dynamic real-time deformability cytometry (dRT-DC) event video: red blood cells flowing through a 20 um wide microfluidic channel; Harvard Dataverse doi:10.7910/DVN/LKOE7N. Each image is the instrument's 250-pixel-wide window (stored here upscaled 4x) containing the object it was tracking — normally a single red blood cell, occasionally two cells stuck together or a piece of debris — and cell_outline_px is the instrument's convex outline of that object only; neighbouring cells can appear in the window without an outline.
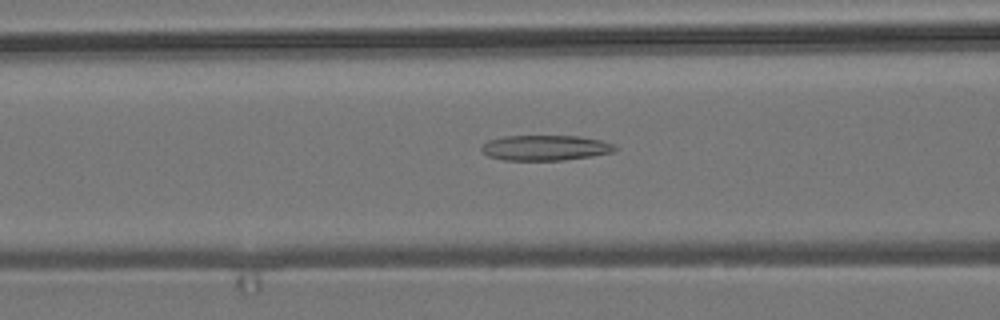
{"species": "common noctule bat (a hibernating species)", "species_latin": "Nyctalus noctula", "temperature_condition": "room temperature", "stored_images_in_passage": 48, "camera_frame_rate_fps": 3000, "um_per_image_px": 0.085, "animal": {"sex": "male", "body_mass_g": 19.2, "forearm_length_mm": 51.8}, "frame": {"image": 1, "passage_image": 15, "time_ms": 4.667, "image_size_px": [1000, 320], "cell_outline_px": [[616, 148], [612, 152], [592, 156], [564, 160], [504, 160], [488, 156], [480, 148], [488, 140], [504, 136], [580, 136], [600, 140], [612, 144]], "centroid_in_image_um": [46.33, 12.56], "position_along_channel_um": 120.3, "area_um2": 19.54}}
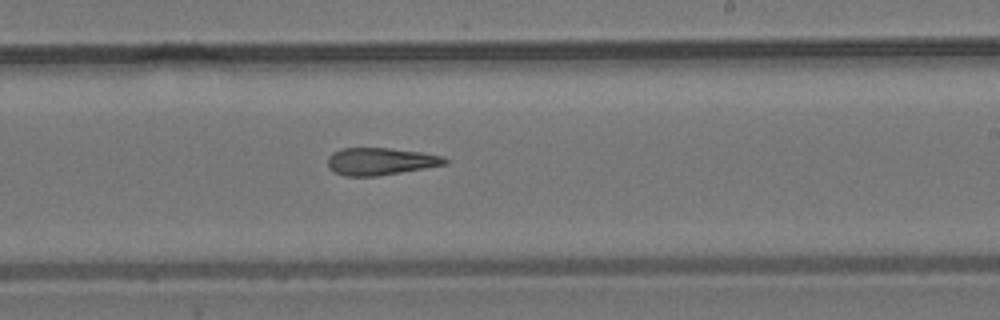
{"frame": {"image": 2, "passage_image": 26, "time_ms": 8.333, "image_size_px": [1000, 320], "cell_outline_px": [[448, 164], [376, 176], [344, 176], [332, 172], [328, 168], [328, 156], [332, 152], [340, 148], [392, 148], [420, 152], [444, 156], [448, 160]], "centroid_in_image_um": [32.3, 13.71], "position_along_channel_um": 256.7, "area_um2": 18.79}}
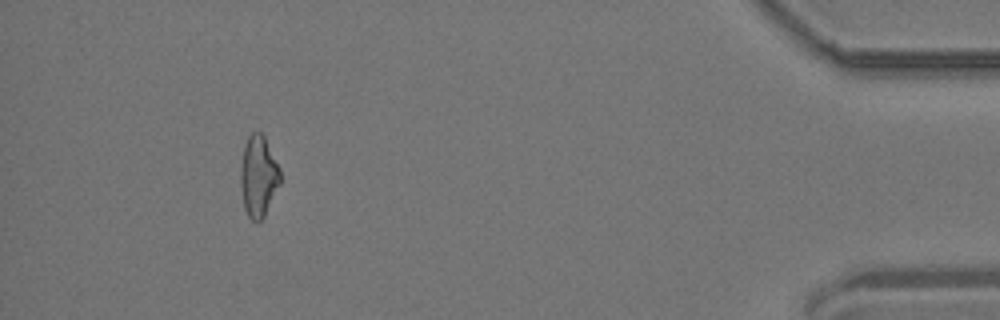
{"frame": {"image": 3, "passage_image": 44, "time_ms": 14.333, "image_size_px": [1000, 320], "cell_outline_px": [[280, 184], [264, 216], [256, 224], [248, 216], [244, 208], [240, 184], [240, 168], [244, 144], [248, 136], [252, 132], [260, 132], [264, 136], [280, 168]], "centroid_in_image_um": [21.95, 14.98], "position_along_channel_um": 413.2, "area_um2": 18.84}, "authors_computed_cell_mechanics": {"area_um2": 19.2474, "velocity_mm_per_s": 3.7145, "shape_relaxation_time_tau1_ms": null, "shape_relaxation_time_tau2_ms": 6.2194, "deformation_change_tau1": null, "deformation_change_tau2": 0.2022}}